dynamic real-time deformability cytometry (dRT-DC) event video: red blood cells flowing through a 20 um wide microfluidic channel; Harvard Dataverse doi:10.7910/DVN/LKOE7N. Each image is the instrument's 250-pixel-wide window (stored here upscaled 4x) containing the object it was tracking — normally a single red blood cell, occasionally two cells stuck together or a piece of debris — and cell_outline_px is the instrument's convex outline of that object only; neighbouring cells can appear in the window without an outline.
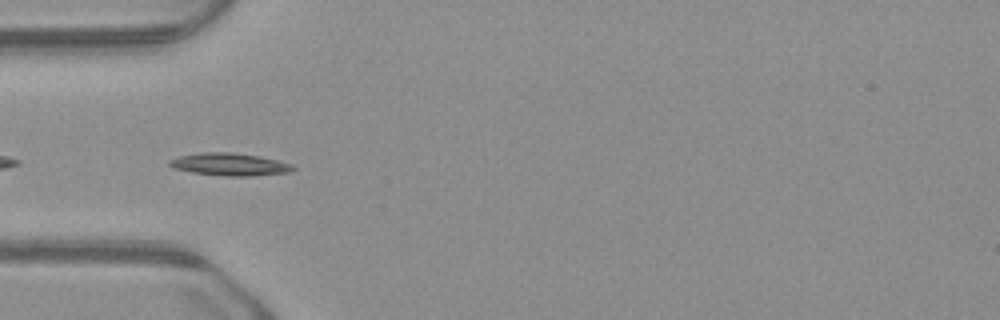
{"species": "common noctule bat (a hibernating species)", "species_latin": "Nyctalus noctula", "temperature_condition": "warm", "stored_images_in_passage": 36, "camera_frame_rate_fps": 3000, "um_per_image_px": 0.085, "animal": {"sex": "male", "body_mass_g": 23.1, "forearm_length_mm": 52.7}, "frame": {"image": 1, "passage_image": 2, "time_ms": 0.333, "image_size_px": [1000, 320], "cell_outline_px": [[296, 168], [288, 172], [252, 176], [228, 176], [192, 172], [172, 168], [168, 164], [168, 160], [180, 156], [200, 152], [232, 152], [260, 156], [292, 164]], "centroid_in_image_um": [19.5, 13.96], "position_along_channel_um": 65.5, "area_um2": 16.18}}
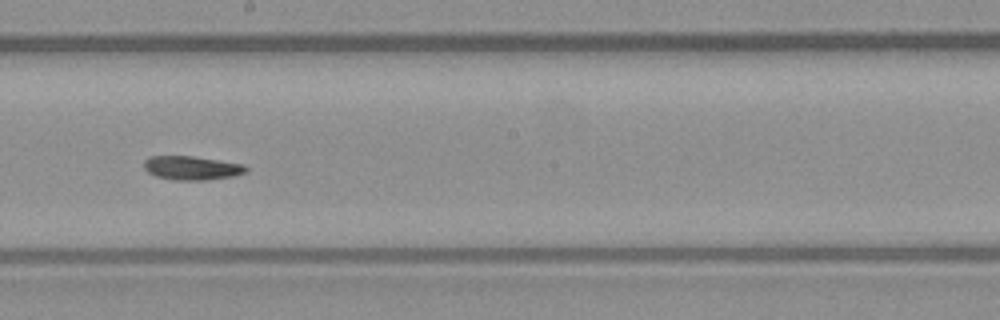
{"frame": {"image": 2, "passage_image": 14, "time_ms": 4.333, "image_size_px": [1000, 320], "cell_outline_px": [[248, 168], [244, 172], [232, 176], [208, 180], [176, 180], [156, 176], [148, 172], [144, 168], [144, 160], [148, 156], [192, 156], [244, 164]], "centroid_in_image_um": [16.27, 14.27], "position_along_channel_um": 231.9, "area_um2": 14.1}}
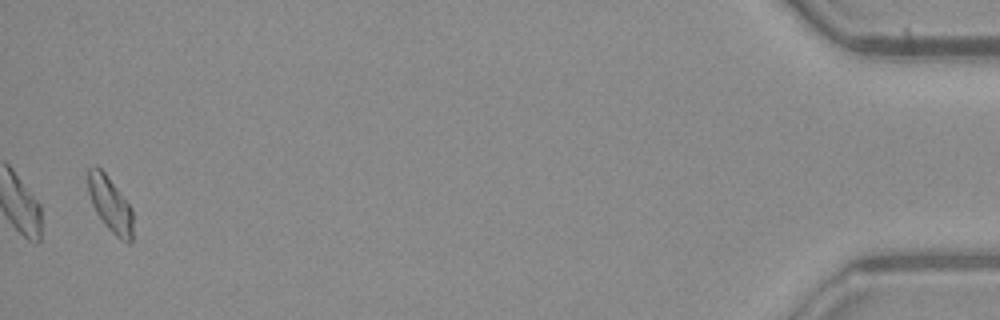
{"frame": {"image": 3, "passage_image": 35, "time_ms": 11.333, "image_size_px": [1000, 320], "cell_outline_px": [[132, 240], [128, 244], [120, 240], [104, 224], [96, 212], [92, 204], [88, 192], [88, 168], [96, 164], [104, 172], [120, 192], [132, 208]], "centroid_in_image_um": [9.36, 17.37], "position_along_channel_um": 425.8, "area_um2": 14.45}}